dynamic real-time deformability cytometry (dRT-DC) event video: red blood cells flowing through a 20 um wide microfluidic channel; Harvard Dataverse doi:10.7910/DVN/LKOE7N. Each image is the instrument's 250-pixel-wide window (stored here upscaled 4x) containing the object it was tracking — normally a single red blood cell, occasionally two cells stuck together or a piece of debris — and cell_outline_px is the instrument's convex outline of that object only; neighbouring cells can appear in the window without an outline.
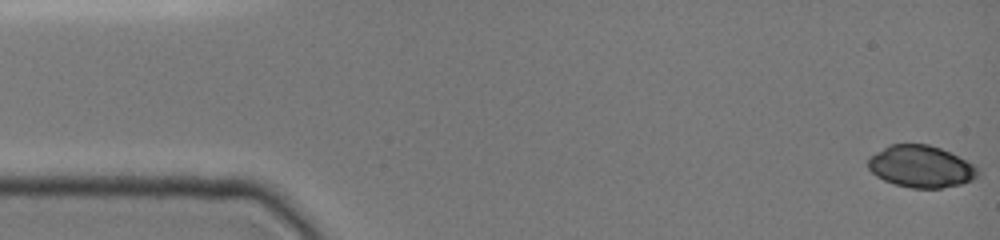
{"species": "common noctule bat (a hibernating species)", "species_latin": "Nyctalus noctula", "temperature_condition": "cold", "stored_images_in_passage": 46, "camera_frame_rate_fps": 3000, "um_per_image_px": 0.085, "animal": {"sex": "female", "body_mass_g": 19.0, "forearm_length_mm": 51.5}, "frame": {"image": 1, "passage_image": 1, "time_ms": 0.0, "image_size_px": [1000, 240], "cell_outline_px": [[980, 172], [972, 180], [960, 184], [940, 188], [912, 188], [896, 184], [884, 180], [876, 176], [868, 168], [868, 156], [888, 144], [928, 144], [940, 148], [976, 164]], "centroid_in_image_um": [78.27, 14.14], "position_along_channel_um": 6.7, "area_um2": 26.99}}
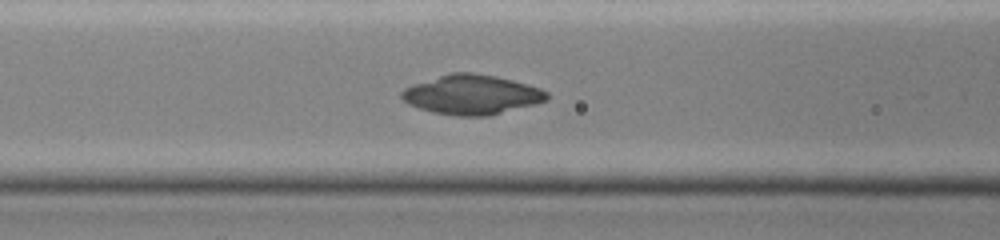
{"frame": {"image": 2, "passage_image": 20, "time_ms": 6.333, "image_size_px": [1000, 240], "cell_outline_px": [[548, 100], [536, 104], [488, 116], [456, 116], [432, 112], [408, 104], [400, 96], [400, 92], [404, 88], [412, 84], [448, 72], [476, 72], [496, 76], [528, 84], [540, 88], [548, 92]], "centroid_in_image_um": [40.09, 8.03], "position_along_channel_um": 126.5, "area_um2": 33.81}}
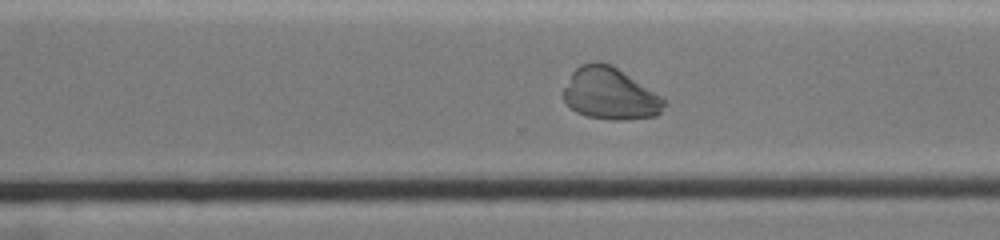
{"frame": {"image": 3, "passage_image": 33, "time_ms": 11.333, "image_size_px": [1000, 240], "cell_outline_px": [[664, 104], [660, 112], [656, 116], [624, 120], [612, 120], [588, 116], [576, 112], [564, 100], [564, 88], [572, 72], [580, 64], [612, 64], [660, 96], [664, 100]], "centroid_in_image_um": [51.84, 7.99], "position_along_channel_um": 318.8, "area_um2": 29.71}}